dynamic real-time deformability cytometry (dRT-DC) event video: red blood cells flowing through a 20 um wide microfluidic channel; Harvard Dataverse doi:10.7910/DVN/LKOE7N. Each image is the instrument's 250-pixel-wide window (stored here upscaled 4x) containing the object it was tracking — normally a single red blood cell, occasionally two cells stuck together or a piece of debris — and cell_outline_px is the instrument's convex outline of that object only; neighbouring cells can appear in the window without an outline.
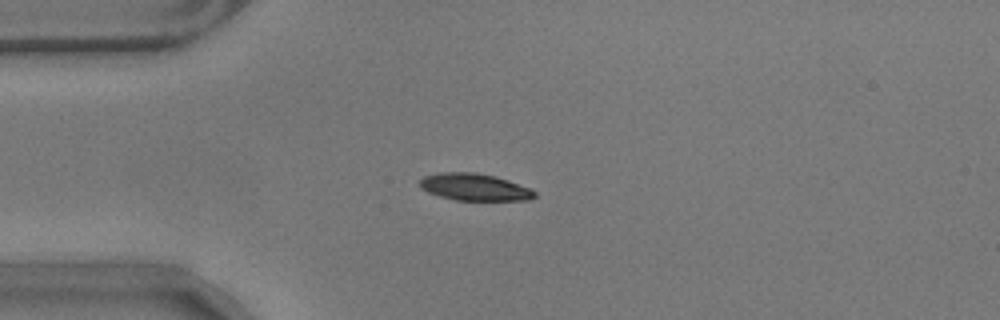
{"species": "common noctule bat (a hibernating species)", "species_latin": "Nyctalus noctula", "temperature_condition": "warm", "stored_images_in_passage": 45, "camera_frame_rate_fps": 3000, "um_per_image_px": 0.085, "animal": {"sex": "male", "body_mass_g": 17.9}, "frame": {"image": 1, "passage_image": 2, "time_ms": 0.333, "image_size_px": [1000, 320], "cell_outline_px": [[536, 196], [528, 200], [456, 200], [440, 196], [428, 192], [420, 188], [420, 180], [424, 176], [440, 172], [476, 172], [496, 176], [508, 180], [528, 188], [536, 192]], "centroid_in_image_um": [40.31, 15.89], "position_along_channel_um": 44.7, "area_um2": 18.03}}
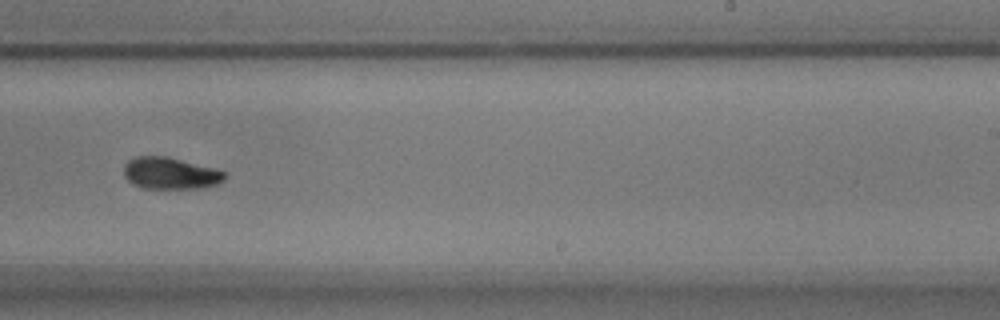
{"frame": {"image": 2, "passage_image": 23, "time_ms": 7.333, "image_size_px": [1000, 320], "cell_outline_px": [[228, 176], [224, 180], [216, 184], [204, 188], [144, 188], [132, 184], [124, 176], [124, 164], [128, 160], [136, 156], [168, 156], [212, 168], [224, 172]], "centroid_in_image_um": [14.46, 14.73], "position_along_channel_um": 274.5, "area_um2": 18.67}}
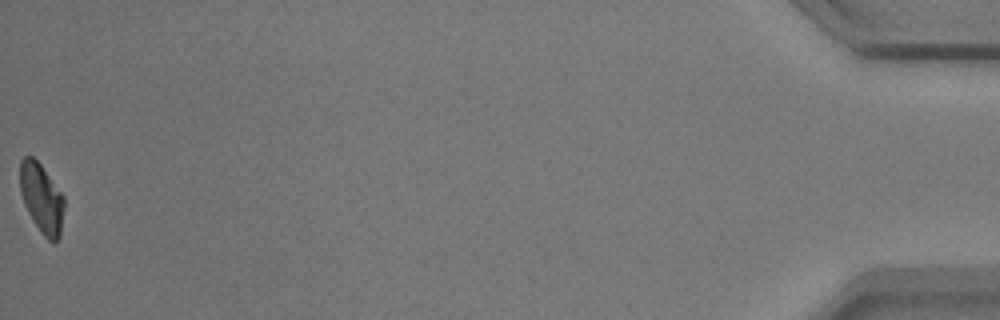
{"frame": {"image": 3, "passage_image": 45, "time_ms": 14.667, "image_size_px": [1000, 320], "cell_outline_px": [[64, 208], [60, 236], [56, 240], [48, 240], [40, 232], [32, 220], [24, 204], [20, 192], [20, 160], [24, 156], [32, 156], [40, 164], [64, 196]], "centroid_in_image_um": [3.53, 16.85], "position_along_channel_um": 431.7, "area_um2": 17.8}, "authors_computed_cell_mechanics": {"area_um2": 18.9584, "velocity_mm_per_s": 3.5191, "shape_relaxation_time_tau1_ms": 3.4161, "shape_relaxation_time_tau2_ms": 4.1135, "deformation_change_tau1": 0.1312, "deformation_change_tau2": 0.066}}